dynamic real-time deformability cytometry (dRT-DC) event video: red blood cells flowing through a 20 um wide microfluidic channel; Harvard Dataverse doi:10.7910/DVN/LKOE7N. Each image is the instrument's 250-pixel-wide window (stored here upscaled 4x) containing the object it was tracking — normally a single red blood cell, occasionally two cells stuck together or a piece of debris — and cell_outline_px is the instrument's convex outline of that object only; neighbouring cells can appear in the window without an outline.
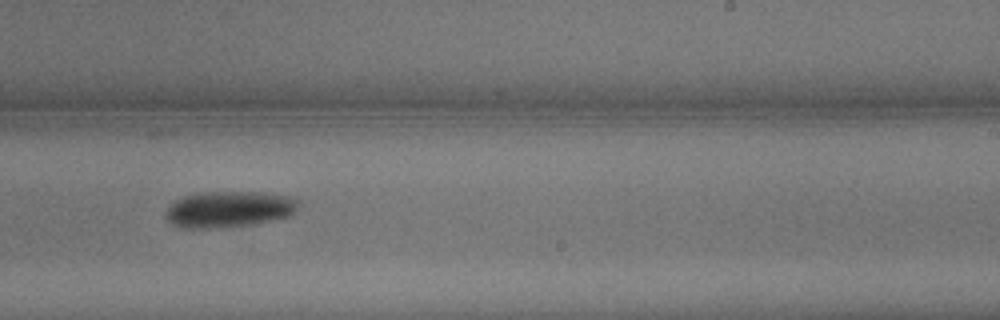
{"species": "common noctule bat (a hibernating species)", "species_latin": "Nyctalus noctula", "temperature_condition": "warm", "stored_images_in_passage": 10, "camera_frame_rate_fps": 3000, "um_per_image_px": 0.085, "animal": {"sex": "male", "body_mass_g": 13.3}, "frame": {"image": 1, "passage_image": 9, "time_ms": 2.667, "image_size_px": [1000, 320], "cell_outline_px": [[300, 200], [296, 212], [288, 216], [272, 220], [224, 228], [180, 228], [172, 224], [168, 220], [168, 208], [176, 200], [184, 196], [208, 192], [264, 192], [288, 196]], "centroid_in_image_um": [19.51, 17.79], "position_along_channel_um": 269.5, "area_um2": 27.8}}